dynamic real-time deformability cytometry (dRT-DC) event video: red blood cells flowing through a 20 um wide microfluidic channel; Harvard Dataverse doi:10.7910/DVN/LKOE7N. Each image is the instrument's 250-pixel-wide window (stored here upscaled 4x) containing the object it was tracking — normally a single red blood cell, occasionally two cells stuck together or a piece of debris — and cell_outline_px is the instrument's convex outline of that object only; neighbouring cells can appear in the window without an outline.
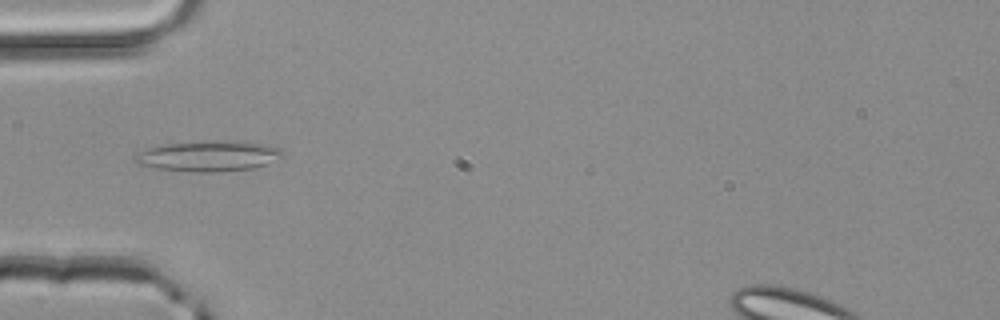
{"species": "common noctule bat (a hibernating species)", "species_latin": "Nyctalus noctula", "temperature_condition": "room temperature", "stored_images_in_passage": 38, "camera_frame_rate_fps": 3000, "um_per_image_px": 0.085, "animal": {"sex": "male", "body_mass_g": 20.4}, "frame": {"image": 1, "passage_image": 4, "time_ms": 1.0, "image_size_px": [1000, 320], "cell_outline_px": [[284, 156], [268, 164], [252, 168], [220, 172], [188, 172], [156, 168], [136, 164], [132, 160], [132, 156], [148, 148], [164, 144], [268, 144], [280, 148], [284, 152]], "centroid_in_image_um": [17.68, 13.34], "position_along_channel_um": 67.3, "area_um2": 25.09}}
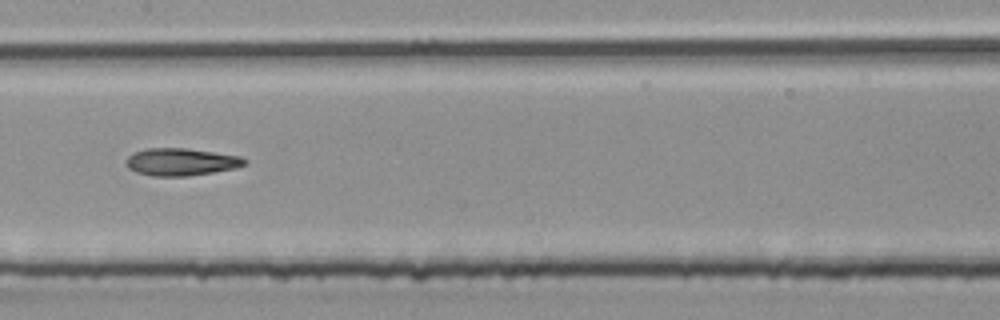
{"frame": {"image": 2, "passage_image": 13, "time_ms": 4.0, "image_size_px": [1000, 320], "cell_outline_px": [[248, 164], [236, 168], [188, 176], [152, 176], [136, 172], [128, 168], [124, 160], [132, 152], [148, 148], [188, 148], [240, 156], [248, 160]], "centroid_in_image_um": [15.38, 13.76], "position_along_channel_um": 192.0, "area_um2": 19.13}}
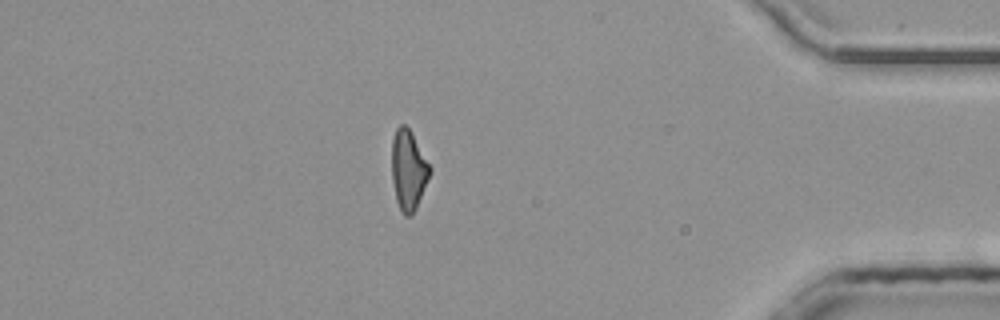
{"frame": {"image": 3, "passage_image": 31, "time_ms": 10.0, "image_size_px": [1000, 320], "cell_outline_px": [[432, 168], [428, 180], [416, 208], [412, 216], [404, 216], [396, 200], [392, 180], [392, 140], [396, 128], [400, 124], [404, 124], [408, 128]], "centroid_in_image_um": [34.71, 14.47], "position_along_channel_um": 400.5, "area_um2": 17.57}}